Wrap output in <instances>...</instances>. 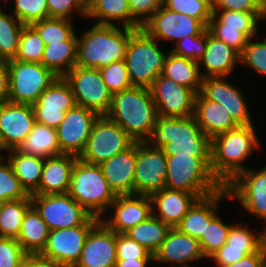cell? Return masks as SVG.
I'll list each match as a JSON object with an SVG mask.
<instances>
[{
    "mask_svg": "<svg viewBox=\"0 0 266 267\" xmlns=\"http://www.w3.org/2000/svg\"><path fill=\"white\" fill-rule=\"evenodd\" d=\"M9 70L8 101L33 105L39 96L57 78L41 63L11 59L7 61Z\"/></svg>",
    "mask_w": 266,
    "mask_h": 267,
    "instance_id": "ba28073f",
    "label": "cell"
},
{
    "mask_svg": "<svg viewBox=\"0 0 266 267\" xmlns=\"http://www.w3.org/2000/svg\"><path fill=\"white\" fill-rule=\"evenodd\" d=\"M250 38L240 55V62L266 76V41L254 42Z\"/></svg>",
    "mask_w": 266,
    "mask_h": 267,
    "instance_id": "681fc988",
    "label": "cell"
},
{
    "mask_svg": "<svg viewBox=\"0 0 266 267\" xmlns=\"http://www.w3.org/2000/svg\"><path fill=\"white\" fill-rule=\"evenodd\" d=\"M143 28L136 29L129 37L125 62L132 86L149 88L163 72L167 55Z\"/></svg>",
    "mask_w": 266,
    "mask_h": 267,
    "instance_id": "52a82bcc",
    "label": "cell"
},
{
    "mask_svg": "<svg viewBox=\"0 0 266 267\" xmlns=\"http://www.w3.org/2000/svg\"><path fill=\"white\" fill-rule=\"evenodd\" d=\"M131 10V29H139L160 8L164 0H128Z\"/></svg>",
    "mask_w": 266,
    "mask_h": 267,
    "instance_id": "db71d44e",
    "label": "cell"
},
{
    "mask_svg": "<svg viewBox=\"0 0 266 267\" xmlns=\"http://www.w3.org/2000/svg\"><path fill=\"white\" fill-rule=\"evenodd\" d=\"M202 252L198 239L171 228L160 248L153 255L154 261L187 265L189 261L201 260Z\"/></svg>",
    "mask_w": 266,
    "mask_h": 267,
    "instance_id": "484cf974",
    "label": "cell"
},
{
    "mask_svg": "<svg viewBox=\"0 0 266 267\" xmlns=\"http://www.w3.org/2000/svg\"><path fill=\"white\" fill-rule=\"evenodd\" d=\"M31 26L38 32L45 45L68 41L75 34L68 19L48 17L32 23Z\"/></svg>",
    "mask_w": 266,
    "mask_h": 267,
    "instance_id": "60d3db41",
    "label": "cell"
},
{
    "mask_svg": "<svg viewBox=\"0 0 266 267\" xmlns=\"http://www.w3.org/2000/svg\"><path fill=\"white\" fill-rule=\"evenodd\" d=\"M170 52L175 55L199 61L203 56L207 44V28L199 35L186 36L177 43Z\"/></svg>",
    "mask_w": 266,
    "mask_h": 267,
    "instance_id": "c3c4849f",
    "label": "cell"
},
{
    "mask_svg": "<svg viewBox=\"0 0 266 267\" xmlns=\"http://www.w3.org/2000/svg\"><path fill=\"white\" fill-rule=\"evenodd\" d=\"M32 105L0 104V140L5 151L17 149L35 124Z\"/></svg>",
    "mask_w": 266,
    "mask_h": 267,
    "instance_id": "d6986e66",
    "label": "cell"
},
{
    "mask_svg": "<svg viewBox=\"0 0 266 267\" xmlns=\"http://www.w3.org/2000/svg\"><path fill=\"white\" fill-rule=\"evenodd\" d=\"M167 156L147 142H136L134 194L152 195L166 189Z\"/></svg>",
    "mask_w": 266,
    "mask_h": 267,
    "instance_id": "4fadbf2b",
    "label": "cell"
},
{
    "mask_svg": "<svg viewBox=\"0 0 266 267\" xmlns=\"http://www.w3.org/2000/svg\"><path fill=\"white\" fill-rule=\"evenodd\" d=\"M44 48L45 43L38 32L31 25H24L20 35L19 48L15 60L41 63Z\"/></svg>",
    "mask_w": 266,
    "mask_h": 267,
    "instance_id": "b9f144b4",
    "label": "cell"
},
{
    "mask_svg": "<svg viewBox=\"0 0 266 267\" xmlns=\"http://www.w3.org/2000/svg\"><path fill=\"white\" fill-rule=\"evenodd\" d=\"M163 7L198 19L206 28L212 17V6L205 0H164Z\"/></svg>",
    "mask_w": 266,
    "mask_h": 267,
    "instance_id": "f6af8a7d",
    "label": "cell"
},
{
    "mask_svg": "<svg viewBox=\"0 0 266 267\" xmlns=\"http://www.w3.org/2000/svg\"><path fill=\"white\" fill-rule=\"evenodd\" d=\"M158 116L188 117L194 115L197 93L160 74L149 87Z\"/></svg>",
    "mask_w": 266,
    "mask_h": 267,
    "instance_id": "5bb4252c",
    "label": "cell"
},
{
    "mask_svg": "<svg viewBox=\"0 0 266 267\" xmlns=\"http://www.w3.org/2000/svg\"><path fill=\"white\" fill-rule=\"evenodd\" d=\"M230 198H237L247 212L266 220V167L238 174L227 186Z\"/></svg>",
    "mask_w": 266,
    "mask_h": 267,
    "instance_id": "ac0fdd59",
    "label": "cell"
},
{
    "mask_svg": "<svg viewBox=\"0 0 266 267\" xmlns=\"http://www.w3.org/2000/svg\"><path fill=\"white\" fill-rule=\"evenodd\" d=\"M162 75L172 79L178 85L194 90L197 94L201 91L202 75L197 61L184 58L169 51Z\"/></svg>",
    "mask_w": 266,
    "mask_h": 267,
    "instance_id": "d6a6232c",
    "label": "cell"
},
{
    "mask_svg": "<svg viewBox=\"0 0 266 267\" xmlns=\"http://www.w3.org/2000/svg\"><path fill=\"white\" fill-rule=\"evenodd\" d=\"M209 32L219 40L225 42L239 55L242 54L249 38L240 31V28L225 27V24H209Z\"/></svg>",
    "mask_w": 266,
    "mask_h": 267,
    "instance_id": "f907efd6",
    "label": "cell"
},
{
    "mask_svg": "<svg viewBox=\"0 0 266 267\" xmlns=\"http://www.w3.org/2000/svg\"><path fill=\"white\" fill-rule=\"evenodd\" d=\"M23 267H61L38 255H29L23 262Z\"/></svg>",
    "mask_w": 266,
    "mask_h": 267,
    "instance_id": "91938a15",
    "label": "cell"
},
{
    "mask_svg": "<svg viewBox=\"0 0 266 267\" xmlns=\"http://www.w3.org/2000/svg\"><path fill=\"white\" fill-rule=\"evenodd\" d=\"M211 157L167 156L166 188L194 194L198 199L216 193L223 186L210 169Z\"/></svg>",
    "mask_w": 266,
    "mask_h": 267,
    "instance_id": "5b68a950",
    "label": "cell"
},
{
    "mask_svg": "<svg viewBox=\"0 0 266 267\" xmlns=\"http://www.w3.org/2000/svg\"><path fill=\"white\" fill-rule=\"evenodd\" d=\"M116 257L117 260L154 259L153 255L145 247L125 233H116Z\"/></svg>",
    "mask_w": 266,
    "mask_h": 267,
    "instance_id": "f5cc1de1",
    "label": "cell"
},
{
    "mask_svg": "<svg viewBox=\"0 0 266 267\" xmlns=\"http://www.w3.org/2000/svg\"><path fill=\"white\" fill-rule=\"evenodd\" d=\"M253 125H239L211 139L210 169L223 187L246 170L243 162L259 147Z\"/></svg>",
    "mask_w": 266,
    "mask_h": 267,
    "instance_id": "3957f363",
    "label": "cell"
},
{
    "mask_svg": "<svg viewBox=\"0 0 266 267\" xmlns=\"http://www.w3.org/2000/svg\"><path fill=\"white\" fill-rule=\"evenodd\" d=\"M49 232L46 222L31 206L25 213L16 239L28 255H38L46 245Z\"/></svg>",
    "mask_w": 266,
    "mask_h": 267,
    "instance_id": "1f68e13d",
    "label": "cell"
},
{
    "mask_svg": "<svg viewBox=\"0 0 266 267\" xmlns=\"http://www.w3.org/2000/svg\"><path fill=\"white\" fill-rule=\"evenodd\" d=\"M266 244V230L257 236L248 226H231L226 243L210 258L217 267H225L238 262L246 255L257 253Z\"/></svg>",
    "mask_w": 266,
    "mask_h": 267,
    "instance_id": "ffe728a7",
    "label": "cell"
},
{
    "mask_svg": "<svg viewBox=\"0 0 266 267\" xmlns=\"http://www.w3.org/2000/svg\"><path fill=\"white\" fill-rule=\"evenodd\" d=\"M77 35L68 41L45 45L41 64L57 77H64L77 60Z\"/></svg>",
    "mask_w": 266,
    "mask_h": 267,
    "instance_id": "836d02e7",
    "label": "cell"
},
{
    "mask_svg": "<svg viewBox=\"0 0 266 267\" xmlns=\"http://www.w3.org/2000/svg\"><path fill=\"white\" fill-rule=\"evenodd\" d=\"M205 1H207L211 6H212L213 3H214V0H205Z\"/></svg>",
    "mask_w": 266,
    "mask_h": 267,
    "instance_id": "be15d7a7",
    "label": "cell"
},
{
    "mask_svg": "<svg viewBox=\"0 0 266 267\" xmlns=\"http://www.w3.org/2000/svg\"><path fill=\"white\" fill-rule=\"evenodd\" d=\"M136 142L99 166L116 196L134 195Z\"/></svg>",
    "mask_w": 266,
    "mask_h": 267,
    "instance_id": "cb8c5ba5",
    "label": "cell"
},
{
    "mask_svg": "<svg viewBox=\"0 0 266 267\" xmlns=\"http://www.w3.org/2000/svg\"><path fill=\"white\" fill-rule=\"evenodd\" d=\"M9 97V70L7 61L0 60V104Z\"/></svg>",
    "mask_w": 266,
    "mask_h": 267,
    "instance_id": "680465c9",
    "label": "cell"
},
{
    "mask_svg": "<svg viewBox=\"0 0 266 267\" xmlns=\"http://www.w3.org/2000/svg\"><path fill=\"white\" fill-rule=\"evenodd\" d=\"M154 261V259H125L117 260L115 267H146L148 262Z\"/></svg>",
    "mask_w": 266,
    "mask_h": 267,
    "instance_id": "94428289",
    "label": "cell"
},
{
    "mask_svg": "<svg viewBox=\"0 0 266 267\" xmlns=\"http://www.w3.org/2000/svg\"><path fill=\"white\" fill-rule=\"evenodd\" d=\"M67 193L88 213L99 219L116 199L101 167L80 159L73 167Z\"/></svg>",
    "mask_w": 266,
    "mask_h": 267,
    "instance_id": "8992f818",
    "label": "cell"
},
{
    "mask_svg": "<svg viewBox=\"0 0 266 267\" xmlns=\"http://www.w3.org/2000/svg\"><path fill=\"white\" fill-rule=\"evenodd\" d=\"M260 12H261L260 19L266 20V0H260Z\"/></svg>",
    "mask_w": 266,
    "mask_h": 267,
    "instance_id": "6125c7cd",
    "label": "cell"
},
{
    "mask_svg": "<svg viewBox=\"0 0 266 267\" xmlns=\"http://www.w3.org/2000/svg\"><path fill=\"white\" fill-rule=\"evenodd\" d=\"M194 117L210 139L239 126L222 104L208 100L201 92L195 98Z\"/></svg>",
    "mask_w": 266,
    "mask_h": 267,
    "instance_id": "f1b7e54d",
    "label": "cell"
},
{
    "mask_svg": "<svg viewBox=\"0 0 266 267\" xmlns=\"http://www.w3.org/2000/svg\"><path fill=\"white\" fill-rule=\"evenodd\" d=\"M47 9L49 18L71 20L74 10L86 17L87 0H47Z\"/></svg>",
    "mask_w": 266,
    "mask_h": 267,
    "instance_id": "11a10c76",
    "label": "cell"
},
{
    "mask_svg": "<svg viewBox=\"0 0 266 267\" xmlns=\"http://www.w3.org/2000/svg\"><path fill=\"white\" fill-rule=\"evenodd\" d=\"M14 16L24 25L48 18L47 0H15Z\"/></svg>",
    "mask_w": 266,
    "mask_h": 267,
    "instance_id": "7dc6e473",
    "label": "cell"
},
{
    "mask_svg": "<svg viewBox=\"0 0 266 267\" xmlns=\"http://www.w3.org/2000/svg\"><path fill=\"white\" fill-rule=\"evenodd\" d=\"M212 10L260 12V0H214Z\"/></svg>",
    "mask_w": 266,
    "mask_h": 267,
    "instance_id": "9f6ffc18",
    "label": "cell"
},
{
    "mask_svg": "<svg viewBox=\"0 0 266 267\" xmlns=\"http://www.w3.org/2000/svg\"><path fill=\"white\" fill-rule=\"evenodd\" d=\"M98 117L94 111L78 105L66 111L63 120L56 128L61 152L79 156Z\"/></svg>",
    "mask_w": 266,
    "mask_h": 267,
    "instance_id": "e0dca14e",
    "label": "cell"
},
{
    "mask_svg": "<svg viewBox=\"0 0 266 267\" xmlns=\"http://www.w3.org/2000/svg\"><path fill=\"white\" fill-rule=\"evenodd\" d=\"M99 70L112 95L132 87L125 60L112 62Z\"/></svg>",
    "mask_w": 266,
    "mask_h": 267,
    "instance_id": "bcb514c9",
    "label": "cell"
},
{
    "mask_svg": "<svg viewBox=\"0 0 266 267\" xmlns=\"http://www.w3.org/2000/svg\"><path fill=\"white\" fill-rule=\"evenodd\" d=\"M87 17L97 18V24L115 25L113 21H122V27L131 28L128 0H87Z\"/></svg>",
    "mask_w": 266,
    "mask_h": 267,
    "instance_id": "d590c367",
    "label": "cell"
},
{
    "mask_svg": "<svg viewBox=\"0 0 266 267\" xmlns=\"http://www.w3.org/2000/svg\"><path fill=\"white\" fill-rule=\"evenodd\" d=\"M261 267H266V259L263 261Z\"/></svg>",
    "mask_w": 266,
    "mask_h": 267,
    "instance_id": "03108f58",
    "label": "cell"
},
{
    "mask_svg": "<svg viewBox=\"0 0 266 267\" xmlns=\"http://www.w3.org/2000/svg\"><path fill=\"white\" fill-rule=\"evenodd\" d=\"M266 259V244L254 254L246 255L238 262L225 267H261L263 261Z\"/></svg>",
    "mask_w": 266,
    "mask_h": 267,
    "instance_id": "6f0895ef",
    "label": "cell"
},
{
    "mask_svg": "<svg viewBox=\"0 0 266 267\" xmlns=\"http://www.w3.org/2000/svg\"><path fill=\"white\" fill-rule=\"evenodd\" d=\"M4 158L0 156V203L30 198V195L21 186L19 179L7 160L4 164ZM3 162V163H2Z\"/></svg>",
    "mask_w": 266,
    "mask_h": 267,
    "instance_id": "ee69618b",
    "label": "cell"
},
{
    "mask_svg": "<svg viewBox=\"0 0 266 267\" xmlns=\"http://www.w3.org/2000/svg\"><path fill=\"white\" fill-rule=\"evenodd\" d=\"M180 267V265H178ZM173 267V266H172ZM181 267H190L189 265H181Z\"/></svg>",
    "mask_w": 266,
    "mask_h": 267,
    "instance_id": "003e7915",
    "label": "cell"
},
{
    "mask_svg": "<svg viewBox=\"0 0 266 267\" xmlns=\"http://www.w3.org/2000/svg\"><path fill=\"white\" fill-rule=\"evenodd\" d=\"M226 197L230 198L227 188L223 187L210 196L198 199L176 228L184 234L199 239L205 233L207 225L218 215L217 205Z\"/></svg>",
    "mask_w": 266,
    "mask_h": 267,
    "instance_id": "4316f807",
    "label": "cell"
},
{
    "mask_svg": "<svg viewBox=\"0 0 266 267\" xmlns=\"http://www.w3.org/2000/svg\"><path fill=\"white\" fill-rule=\"evenodd\" d=\"M170 229L169 225L151 215L147 220L130 228L125 234L154 255L166 239Z\"/></svg>",
    "mask_w": 266,
    "mask_h": 267,
    "instance_id": "8d00e7d4",
    "label": "cell"
},
{
    "mask_svg": "<svg viewBox=\"0 0 266 267\" xmlns=\"http://www.w3.org/2000/svg\"><path fill=\"white\" fill-rule=\"evenodd\" d=\"M71 86L64 77H57L32 105L35 121L57 128L66 111L76 106Z\"/></svg>",
    "mask_w": 266,
    "mask_h": 267,
    "instance_id": "2e32d148",
    "label": "cell"
},
{
    "mask_svg": "<svg viewBox=\"0 0 266 267\" xmlns=\"http://www.w3.org/2000/svg\"><path fill=\"white\" fill-rule=\"evenodd\" d=\"M135 141L117 123L99 116L78 159L100 165L129 148Z\"/></svg>",
    "mask_w": 266,
    "mask_h": 267,
    "instance_id": "30bf717a",
    "label": "cell"
},
{
    "mask_svg": "<svg viewBox=\"0 0 266 267\" xmlns=\"http://www.w3.org/2000/svg\"><path fill=\"white\" fill-rule=\"evenodd\" d=\"M142 28L157 41L170 40L173 45L186 36L199 35L206 29L198 19L169 10L162 5Z\"/></svg>",
    "mask_w": 266,
    "mask_h": 267,
    "instance_id": "9a60e30c",
    "label": "cell"
},
{
    "mask_svg": "<svg viewBox=\"0 0 266 267\" xmlns=\"http://www.w3.org/2000/svg\"><path fill=\"white\" fill-rule=\"evenodd\" d=\"M116 232L101 221L90 231L74 267H115Z\"/></svg>",
    "mask_w": 266,
    "mask_h": 267,
    "instance_id": "7402d4cb",
    "label": "cell"
},
{
    "mask_svg": "<svg viewBox=\"0 0 266 267\" xmlns=\"http://www.w3.org/2000/svg\"><path fill=\"white\" fill-rule=\"evenodd\" d=\"M16 150L44 159L63 154L58 143L57 129L38 122H35L28 136Z\"/></svg>",
    "mask_w": 266,
    "mask_h": 267,
    "instance_id": "4dcf8cb0",
    "label": "cell"
},
{
    "mask_svg": "<svg viewBox=\"0 0 266 267\" xmlns=\"http://www.w3.org/2000/svg\"><path fill=\"white\" fill-rule=\"evenodd\" d=\"M100 222L91 216L83 225L51 230L39 257L61 267H74L79 261L90 231Z\"/></svg>",
    "mask_w": 266,
    "mask_h": 267,
    "instance_id": "9c48e42d",
    "label": "cell"
},
{
    "mask_svg": "<svg viewBox=\"0 0 266 267\" xmlns=\"http://www.w3.org/2000/svg\"><path fill=\"white\" fill-rule=\"evenodd\" d=\"M3 150H4V148H3V145H2L1 140H0V151H3ZM0 156H1V153H0Z\"/></svg>",
    "mask_w": 266,
    "mask_h": 267,
    "instance_id": "e7e4bbea",
    "label": "cell"
},
{
    "mask_svg": "<svg viewBox=\"0 0 266 267\" xmlns=\"http://www.w3.org/2000/svg\"><path fill=\"white\" fill-rule=\"evenodd\" d=\"M28 256L17 239L0 237V267H21Z\"/></svg>",
    "mask_w": 266,
    "mask_h": 267,
    "instance_id": "816d5d0a",
    "label": "cell"
},
{
    "mask_svg": "<svg viewBox=\"0 0 266 267\" xmlns=\"http://www.w3.org/2000/svg\"><path fill=\"white\" fill-rule=\"evenodd\" d=\"M232 225H226L218 215L207 225L205 233L198 239L205 257L210 258L225 243Z\"/></svg>",
    "mask_w": 266,
    "mask_h": 267,
    "instance_id": "7bdbcfd3",
    "label": "cell"
},
{
    "mask_svg": "<svg viewBox=\"0 0 266 267\" xmlns=\"http://www.w3.org/2000/svg\"><path fill=\"white\" fill-rule=\"evenodd\" d=\"M78 156L61 154L48 157L42 170L39 188L33 194H65L68 192L72 170Z\"/></svg>",
    "mask_w": 266,
    "mask_h": 267,
    "instance_id": "83f0119b",
    "label": "cell"
},
{
    "mask_svg": "<svg viewBox=\"0 0 266 267\" xmlns=\"http://www.w3.org/2000/svg\"><path fill=\"white\" fill-rule=\"evenodd\" d=\"M146 142L160 148L166 156L211 157V139L203 133L194 115L158 116Z\"/></svg>",
    "mask_w": 266,
    "mask_h": 267,
    "instance_id": "6da1fadb",
    "label": "cell"
},
{
    "mask_svg": "<svg viewBox=\"0 0 266 267\" xmlns=\"http://www.w3.org/2000/svg\"><path fill=\"white\" fill-rule=\"evenodd\" d=\"M106 117L120 125L135 142H146L158 113L149 88L132 86L113 94Z\"/></svg>",
    "mask_w": 266,
    "mask_h": 267,
    "instance_id": "7a4b0ae2",
    "label": "cell"
},
{
    "mask_svg": "<svg viewBox=\"0 0 266 267\" xmlns=\"http://www.w3.org/2000/svg\"><path fill=\"white\" fill-rule=\"evenodd\" d=\"M209 24H225V27L240 28L249 39L257 34L261 12L236 10H212Z\"/></svg>",
    "mask_w": 266,
    "mask_h": 267,
    "instance_id": "f35d334b",
    "label": "cell"
},
{
    "mask_svg": "<svg viewBox=\"0 0 266 267\" xmlns=\"http://www.w3.org/2000/svg\"><path fill=\"white\" fill-rule=\"evenodd\" d=\"M240 62V55L222 40L214 37L207 28V44L203 56L198 61L207 72L201 73L206 77H228Z\"/></svg>",
    "mask_w": 266,
    "mask_h": 267,
    "instance_id": "f546056e",
    "label": "cell"
},
{
    "mask_svg": "<svg viewBox=\"0 0 266 267\" xmlns=\"http://www.w3.org/2000/svg\"><path fill=\"white\" fill-rule=\"evenodd\" d=\"M226 77L202 78L201 93L208 99L222 104L238 125H252L244 96Z\"/></svg>",
    "mask_w": 266,
    "mask_h": 267,
    "instance_id": "603a6c76",
    "label": "cell"
},
{
    "mask_svg": "<svg viewBox=\"0 0 266 267\" xmlns=\"http://www.w3.org/2000/svg\"><path fill=\"white\" fill-rule=\"evenodd\" d=\"M0 9V60L8 61L15 59L19 40L24 24Z\"/></svg>",
    "mask_w": 266,
    "mask_h": 267,
    "instance_id": "ab89813d",
    "label": "cell"
},
{
    "mask_svg": "<svg viewBox=\"0 0 266 267\" xmlns=\"http://www.w3.org/2000/svg\"><path fill=\"white\" fill-rule=\"evenodd\" d=\"M135 30L96 23L77 38L76 66L101 69L112 62L125 60L129 37Z\"/></svg>",
    "mask_w": 266,
    "mask_h": 267,
    "instance_id": "277c9868",
    "label": "cell"
},
{
    "mask_svg": "<svg viewBox=\"0 0 266 267\" xmlns=\"http://www.w3.org/2000/svg\"><path fill=\"white\" fill-rule=\"evenodd\" d=\"M9 163L21 186L31 195L38 188L41 181L45 159L38 156L24 154L16 149L9 150Z\"/></svg>",
    "mask_w": 266,
    "mask_h": 267,
    "instance_id": "e575fe53",
    "label": "cell"
},
{
    "mask_svg": "<svg viewBox=\"0 0 266 267\" xmlns=\"http://www.w3.org/2000/svg\"><path fill=\"white\" fill-rule=\"evenodd\" d=\"M64 79L71 86L78 106L94 111L99 116H106L113 95L99 69L74 66Z\"/></svg>",
    "mask_w": 266,
    "mask_h": 267,
    "instance_id": "8fae6325",
    "label": "cell"
},
{
    "mask_svg": "<svg viewBox=\"0 0 266 267\" xmlns=\"http://www.w3.org/2000/svg\"><path fill=\"white\" fill-rule=\"evenodd\" d=\"M32 206L31 198L12 200L0 204V237L17 238L23 218Z\"/></svg>",
    "mask_w": 266,
    "mask_h": 267,
    "instance_id": "74e56055",
    "label": "cell"
},
{
    "mask_svg": "<svg viewBox=\"0 0 266 267\" xmlns=\"http://www.w3.org/2000/svg\"><path fill=\"white\" fill-rule=\"evenodd\" d=\"M110 206L114 208V215L108 220L101 218L100 221L116 233H125L152 215V203L148 195L116 196Z\"/></svg>",
    "mask_w": 266,
    "mask_h": 267,
    "instance_id": "44dd1931",
    "label": "cell"
},
{
    "mask_svg": "<svg viewBox=\"0 0 266 267\" xmlns=\"http://www.w3.org/2000/svg\"><path fill=\"white\" fill-rule=\"evenodd\" d=\"M152 203V215L162 220L171 228H175L188 210L198 200L191 193L184 191L163 189L150 195ZM158 209V211H155Z\"/></svg>",
    "mask_w": 266,
    "mask_h": 267,
    "instance_id": "d4e9b609",
    "label": "cell"
},
{
    "mask_svg": "<svg viewBox=\"0 0 266 267\" xmlns=\"http://www.w3.org/2000/svg\"><path fill=\"white\" fill-rule=\"evenodd\" d=\"M30 198L50 231L83 225L92 216L68 193L31 194Z\"/></svg>",
    "mask_w": 266,
    "mask_h": 267,
    "instance_id": "7c38bea8",
    "label": "cell"
}]
</instances>
